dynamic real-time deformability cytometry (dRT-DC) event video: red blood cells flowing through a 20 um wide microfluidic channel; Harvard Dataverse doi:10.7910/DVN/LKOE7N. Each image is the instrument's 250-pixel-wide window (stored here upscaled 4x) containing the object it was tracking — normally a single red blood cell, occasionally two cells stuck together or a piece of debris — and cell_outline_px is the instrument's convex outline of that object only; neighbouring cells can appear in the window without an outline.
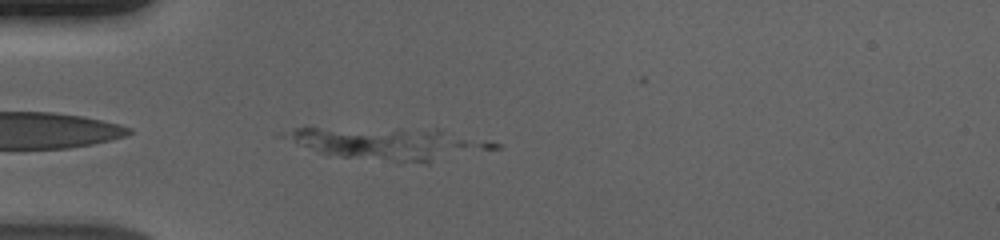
{"species": "human", "species_latin": "Homo sapiens", "temperature_condition": "cold", "stored_images_in_passage": 40, "camera_frame_rate_fps": 3000, "um_per_image_px": 0.085, "donor": {"sex": "male"}, "frame": {"image": 1, "passage_image": 1, "time_ms": 0.0, "image_size_px": [1000, 240], "cell_outline_px": [[500, 148], [428, 164], [396, 164], [324, 156], [276, 136], [296, 128], [436, 128], [488, 140], [500, 144]], "centroid_in_image_um": [33.06, 12.24], "position_along_channel_um": 51.9, "area_um2": 41.73}}
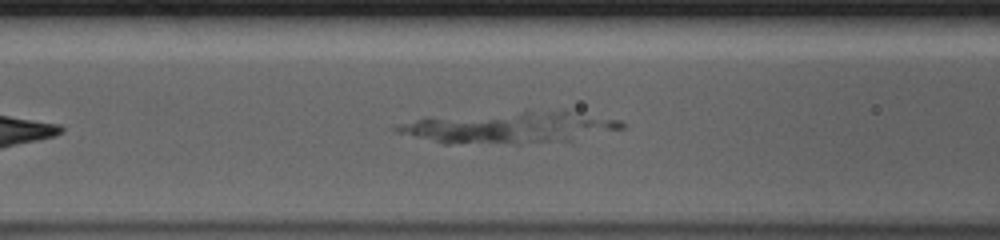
{"frame": {"image": 2, "passage_image": 8, "time_ms": 2.333, "image_size_px": [1000, 240], "cell_outline_px": [[592, 124], [572, 140], [448, 144], [444, 144], [396, 132], [392, 128], [400, 124], [428, 116], [524, 112], [568, 112], [592, 120]], "centroid_in_image_um": [42.21, 10.84], "position_along_channel_um": 124.4, "area_um2": 35.72}}
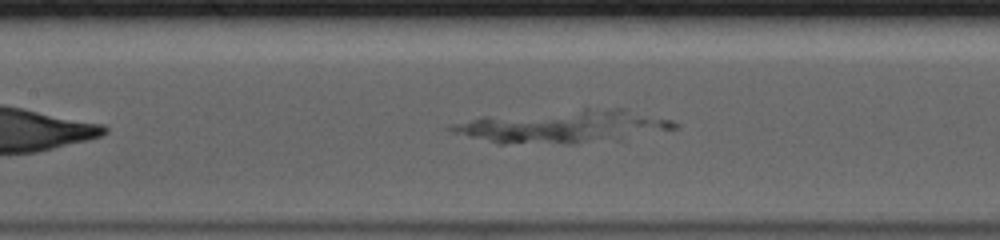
{"frame": {"image": 3, "passage_image": 11, "time_ms": 3.333, "image_size_px": [1000, 240], "cell_outline_px": [[680, 128], [620, 140], [576, 144], [496, 144], [468, 136], [456, 132], [448, 128], [456, 124], [484, 116], [584, 108], [620, 108], [672, 120], [680, 124]], "centroid_in_image_um": [47.97, 10.76], "position_along_channel_um": 159.4, "area_um2": 43.47}}